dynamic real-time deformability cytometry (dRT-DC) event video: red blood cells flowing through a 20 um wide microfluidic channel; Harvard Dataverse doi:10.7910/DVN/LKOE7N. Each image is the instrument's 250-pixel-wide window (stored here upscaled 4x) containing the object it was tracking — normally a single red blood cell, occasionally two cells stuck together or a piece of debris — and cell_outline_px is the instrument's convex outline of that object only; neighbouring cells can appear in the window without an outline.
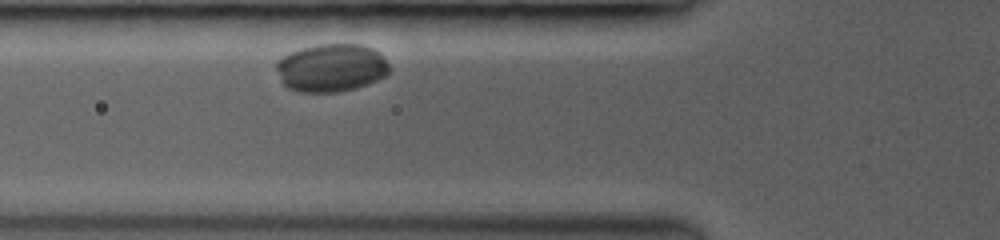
{"species": "common noctule bat (a hibernating species)", "species_latin": "Nyctalus noctula", "temperature_condition": "room temperature", "stored_images_in_passage": 31, "camera_frame_rate_fps": 3500, "um_per_image_px": 0.085, "animal": {"sex": "female", "body_mass_g": 19.0, "forearm_length_mm": 53.3}, "frame": {"image": 1, "passage_image": 3, "time_ms": 0.571, "image_size_px": [1000, 240], "cell_outline_px": [[392, 68], [384, 76], [368, 84], [336, 92], [304, 92], [288, 88], [280, 80], [276, 68], [276, 60], [292, 52], [304, 48], [320, 44], [360, 44], [372, 48], [380, 52]], "centroid_in_image_um": [28.17, 5.76], "position_along_channel_um": 97.6, "area_um2": 31.5}}
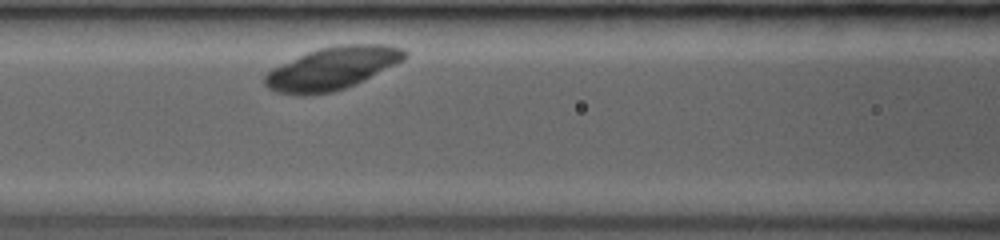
{"frame": {"image": 2, "passage_image": 7, "time_ms": 1.714, "image_size_px": [1000, 240], "cell_outline_px": [[408, 56], [404, 60], [356, 84], [332, 92], [280, 92], [268, 88], [264, 84], [264, 76], [272, 68], [280, 64], [308, 52], [320, 48], [340, 44], [384, 44], [404, 48], [408, 52]], "centroid_in_image_um": [28.32, 5.75], "position_along_channel_um": 138.3, "area_um2": 33.99}}